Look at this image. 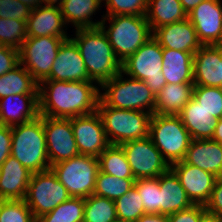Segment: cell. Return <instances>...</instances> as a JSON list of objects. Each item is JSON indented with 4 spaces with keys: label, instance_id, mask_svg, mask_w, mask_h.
I'll list each match as a JSON object with an SVG mask.
<instances>
[{
    "label": "cell",
    "instance_id": "cell-37",
    "mask_svg": "<svg viewBox=\"0 0 222 222\" xmlns=\"http://www.w3.org/2000/svg\"><path fill=\"white\" fill-rule=\"evenodd\" d=\"M193 99L215 119L222 117V89L220 87L194 86Z\"/></svg>",
    "mask_w": 222,
    "mask_h": 222
},
{
    "label": "cell",
    "instance_id": "cell-47",
    "mask_svg": "<svg viewBox=\"0 0 222 222\" xmlns=\"http://www.w3.org/2000/svg\"><path fill=\"white\" fill-rule=\"evenodd\" d=\"M182 8L189 14L196 6L204 0H179Z\"/></svg>",
    "mask_w": 222,
    "mask_h": 222
},
{
    "label": "cell",
    "instance_id": "cell-28",
    "mask_svg": "<svg viewBox=\"0 0 222 222\" xmlns=\"http://www.w3.org/2000/svg\"><path fill=\"white\" fill-rule=\"evenodd\" d=\"M145 17L153 31L164 25L186 20L188 14L179 0H148Z\"/></svg>",
    "mask_w": 222,
    "mask_h": 222
},
{
    "label": "cell",
    "instance_id": "cell-29",
    "mask_svg": "<svg viewBox=\"0 0 222 222\" xmlns=\"http://www.w3.org/2000/svg\"><path fill=\"white\" fill-rule=\"evenodd\" d=\"M103 0H64L60 11L65 24L72 22L76 29L99 27L102 21L92 22L90 16Z\"/></svg>",
    "mask_w": 222,
    "mask_h": 222
},
{
    "label": "cell",
    "instance_id": "cell-34",
    "mask_svg": "<svg viewBox=\"0 0 222 222\" xmlns=\"http://www.w3.org/2000/svg\"><path fill=\"white\" fill-rule=\"evenodd\" d=\"M134 184L135 179H122L99 171L93 194L115 201L132 189Z\"/></svg>",
    "mask_w": 222,
    "mask_h": 222
},
{
    "label": "cell",
    "instance_id": "cell-38",
    "mask_svg": "<svg viewBox=\"0 0 222 222\" xmlns=\"http://www.w3.org/2000/svg\"><path fill=\"white\" fill-rule=\"evenodd\" d=\"M26 37V21L0 18V41L4 46L19 50Z\"/></svg>",
    "mask_w": 222,
    "mask_h": 222
},
{
    "label": "cell",
    "instance_id": "cell-49",
    "mask_svg": "<svg viewBox=\"0 0 222 222\" xmlns=\"http://www.w3.org/2000/svg\"><path fill=\"white\" fill-rule=\"evenodd\" d=\"M21 3L25 4L31 10L36 9L37 7L41 6L42 0H18Z\"/></svg>",
    "mask_w": 222,
    "mask_h": 222
},
{
    "label": "cell",
    "instance_id": "cell-27",
    "mask_svg": "<svg viewBox=\"0 0 222 222\" xmlns=\"http://www.w3.org/2000/svg\"><path fill=\"white\" fill-rule=\"evenodd\" d=\"M194 83L166 84L156 95L155 113L178 115L193 98Z\"/></svg>",
    "mask_w": 222,
    "mask_h": 222
},
{
    "label": "cell",
    "instance_id": "cell-39",
    "mask_svg": "<svg viewBox=\"0 0 222 222\" xmlns=\"http://www.w3.org/2000/svg\"><path fill=\"white\" fill-rule=\"evenodd\" d=\"M0 222H36L25 200H0Z\"/></svg>",
    "mask_w": 222,
    "mask_h": 222
},
{
    "label": "cell",
    "instance_id": "cell-10",
    "mask_svg": "<svg viewBox=\"0 0 222 222\" xmlns=\"http://www.w3.org/2000/svg\"><path fill=\"white\" fill-rule=\"evenodd\" d=\"M71 196L52 169L33 173L27 188L25 202L35 219L51 212Z\"/></svg>",
    "mask_w": 222,
    "mask_h": 222
},
{
    "label": "cell",
    "instance_id": "cell-1",
    "mask_svg": "<svg viewBox=\"0 0 222 222\" xmlns=\"http://www.w3.org/2000/svg\"><path fill=\"white\" fill-rule=\"evenodd\" d=\"M93 82L42 81L38 89L40 115L70 119L96 112L100 91L97 86L92 84Z\"/></svg>",
    "mask_w": 222,
    "mask_h": 222
},
{
    "label": "cell",
    "instance_id": "cell-36",
    "mask_svg": "<svg viewBox=\"0 0 222 222\" xmlns=\"http://www.w3.org/2000/svg\"><path fill=\"white\" fill-rule=\"evenodd\" d=\"M134 187L142 197L145 214H160L159 176L136 179Z\"/></svg>",
    "mask_w": 222,
    "mask_h": 222
},
{
    "label": "cell",
    "instance_id": "cell-54",
    "mask_svg": "<svg viewBox=\"0 0 222 222\" xmlns=\"http://www.w3.org/2000/svg\"><path fill=\"white\" fill-rule=\"evenodd\" d=\"M3 47H4V45L0 41V49H2Z\"/></svg>",
    "mask_w": 222,
    "mask_h": 222
},
{
    "label": "cell",
    "instance_id": "cell-42",
    "mask_svg": "<svg viewBox=\"0 0 222 222\" xmlns=\"http://www.w3.org/2000/svg\"><path fill=\"white\" fill-rule=\"evenodd\" d=\"M205 213L206 210L203 205L193 204L189 208L168 215L167 222H199Z\"/></svg>",
    "mask_w": 222,
    "mask_h": 222
},
{
    "label": "cell",
    "instance_id": "cell-20",
    "mask_svg": "<svg viewBox=\"0 0 222 222\" xmlns=\"http://www.w3.org/2000/svg\"><path fill=\"white\" fill-rule=\"evenodd\" d=\"M1 99L0 125L13 127L40 116L39 94H16Z\"/></svg>",
    "mask_w": 222,
    "mask_h": 222
},
{
    "label": "cell",
    "instance_id": "cell-14",
    "mask_svg": "<svg viewBox=\"0 0 222 222\" xmlns=\"http://www.w3.org/2000/svg\"><path fill=\"white\" fill-rule=\"evenodd\" d=\"M71 126L78 151L82 155L98 157L110 145L97 111L71 118Z\"/></svg>",
    "mask_w": 222,
    "mask_h": 222
},
{
    "label": "cell",
    "instance_id": "cell-3",
    "mask_svg": "<svg viewBox=\"0 0 222 222\" xmlns=\"http://www.w3.org/2000/svg\"><path fill=\"white\" fill-rule=\"evenodd\" d=\"M11 156L29 172L37 173L51 169L48 159L43 116L11 127Z\"/></svg>",
    "mask_w": 222,
    "mask_h": 222
},
{
    "label": "cell",
    "instance_id": "cell-41",
    "mask_svg": "<svg viewBox=\"0 0 222 222\" xmlns=\"http://www.w3.org/2000/svg\"><path fill=\"white\" fill-rule=\"evenodd\" d=\"M31 9L18 0H0V18L27 21Z\"/></svg>",
    "mask_w": 222,
    "mask_h": 222
},
{
    "label": "cell",
    "instance_id": "cell-51",
    "mask_svg": "<svg viewBox=\"0 0 222 222\" xmlns=\"http://www.w3.org/2000/svg\"><path fill=\"white\" fill-rule=\"evenodd\" d=\"M59 1V2H58ZM64 0H42V3H45L46 6L58 7L60 8ZM58 2V6L55 3Z\"/></svg>",
    "mask_w": 222,
    "mask_h": 222
},
{
    "label": "cell",
    "instance_id": "cell-21",
    "mask_svg": "<svg viewBox=\"0 0 222 222\" xmlns=\"http://www.w3.org/2000/svg\"><path fill=\"white\" fill-rule=\"evenodd\" d=\"M32 173L9 156L0 166V200H23Z\"/></svg>",
    "mask_w": 222,
    "mask_h": 222
},
{
    "label": "cell",
    "instance_id": "cell-4",
    "mask_svg": "<svg viewBox=\"0 0 222 222\" xmlns=\"http://www.w3.org/2000/svg\"><path fill=\"white\" fill-rule=\"evenodd\" d=\"M100 27L104 30L116 58L122 63L153 37V31L145 15L104 16ZM106 18V19H105ZM110 28L105 30V20ZM119 55V56H118Z\"/></svg>",
    "mask_w": 222,
    "mask_h": 222
},
{
    "label": "cell",
    "instance_id": "cell-13",
    "mask_svg": "<svg viewBox=\"0 0 222 222\" xmlns=\"http://www.w3.org/2000/svg\"><path fill=\"white\" fill-rule=\"evenodd\" d=\"M43 127L50 166L79 155L71 126V118L43 116Z\"/></svg>",
    "mask_w": 222,
    "mask_h": 222
},
{
    "label": "cell",
    "instance_id": "cell-53",
    "mask_svg": "<svg viewBox=\"0 0 222 222\" xmlns=\"http://www.w3.org/2000/svg\"><path fill=\"white\" fill-rule=\"evenodd\" d=\"M221 63H222V45H221ZM220 88L222 89V85Z\"/></svg>",
    "mask_w": 222,
    "mask_h": 222
},
{
    "label": "cell",
    "instance_id": "cell-2",
    "mask_svg": "<svg viewBox=\"0 0 222 222\" xmlns=\"http://www.w3.org/2000/svg\"><path fill=\"white\" fill-rule=\"evenodd\" d=\"M71 39L79 48L91 81L100 86L121 72V62L100 26L77 29L76 37Z\"/></svg>",
    "mask_w": 222,
    "mask_h": 222
},
{
    "label": "cell",
    "instance_id": "cell-26",
    "mask_svg": "<svg viewBox=\"0 0 222 222\" xmlns=\"http://www.w3.org/2000/svg\"><path fill=\"white\" fill-rule=\"evenodd\" d=\"M191 139H212L217 119L192 98L178 114Z\"/></svg>",
    "mask_w": 222,
    "mask_h": 222
},
{
    "label": "cell",
    "instance_id": "cell-33",
    "mask_svg": "<svg viewBox=\"0 0 222 222\" xmlns=\"http://www.w3.org/2000/svg\"><path fill=\"white\" fill-rule=\"evenodd\" d=\"M117 219L114 200L94 194L85 198V222H114Z\"/></svg>",
    "mask_w": 222,
    "mask_h": 222
},
{
    "label": "cell",
    "instance_id": "cell-11",
    "mask_svg": "<svg viewBox=\"0 0 222 222\" xmlns=\"http://www.w3.org/2000/svg\"><path fill=\"white\" fill-rule=\"evenodd\" d=\"M68 37H26L19 49L20 64L40 84L51 73L60 45Z\"/></svg>",
    "mask_w": 222,
    "mask_h": 222
},
{
    "label": "cell",
    "instance_id": "cell-45",
    "mask_svg": "<svg viewBox=\"0 0 222 222\" xmlns=\"http://www.w3.org/2000/svg\"><path fill=\"white\" fill-rule=\"evenodd\" d=\"M11 127L0 125V166L11 155Z\"/></svg>",
    "mask_w": 222,
    "mask_h": 222
},
{
    "label": "cell",
    "instance_id": "cell-8",
    "mask_svg": "<svg viewBox=\"0 0 222 222\" xmlns=\"http://www.w3.org/2000/svg\"><path fill=\"white\" fill-rule=\"evenodd\" d=\"M163 48L151 37L133 55L121 63V72L144 81L156 95L167 84L163 76Z\"/></svg>",
    "mask_w": 222,
    "mask_h": 222
},
{
    "label": "cell",
    "instance_id": "cell-7",
    "mask_svg": "<svg viewBox=\"0 0 222 222\" xmlns=\"http://www.w3.org/2000/svg\"><path fill=\"white\" fill-rule=\"evenodd\" d=\"M101 87L105 88V92L100 93V100L108 107L143 112L146 107L149 113H155L156 97L142 80L134 78L123 80L122 72H120L104 82Z\"/></svg>",
    "mask_w": 222,
    "mask_h": 222
},
{
    "label": "cell",
    "instance_id": "cell-35",
    "mask_svg": "<svg viewBox=\"0 0 222 222\" xmlns=\"http://www.w3.org/2000/svg\"><path fill=\"white\" fill-rule=\"evenodd\" d=\"M116 214L119 220L135 222L145 214L142 197L135 187L115 200Z\"/></svg>",
    "mask_w": 222,
    "mask_h": 222
},
{
    "label": "cell",
    "instance_id": "cell-23",
    "mask_svg": "<svg viewBox=\"0 0 222 222\" xmlns=\"http://www.w3.org/2000/svg\"><path fill=\"white\" fill-rule=\"evenodd\" d=\"M64 24L60 8L46 5L39 6L31 10L26 21L27 37H67L62 29Z\"/></svg>",
    "mask_w": 222,
    "mask_h": 222
},
{
    "label": "cell",
    "instance_id": "cell-32",
    "mask_svg": "<svg viewBox=\"0 0 222 222\" xmlns=\"http://www.w3.org/2000/svg\"><path fill=\"white\" fill-rule=\"evenodd\" d=\"M85 199L70 197L51 212L36 219V222H79L84 220Z\"/></svg>",
    "mask_w": 222,
    "mask_h": 222
},
{
    "label": "cell",
    "instance_id": "cell-48",
    "mask_svg": "<svg viewBox=\"0 0 222 222\" xmlns=\"http://www.w3.org/2000/svg\"><path fill=\"white\" fill-rule=\"evenodd\" d=\"M212 140L222 144V117L217 120Z\"/></svg>",
    "mask_w": 222,
    "mask_h": 222
},
{
    "label": "cell",
    "instance_id": "cell-22",
    "mask_svg": "<svg viewBox=\"0 0 222 222\" xmlns=\"http://www.w3.org/2000/svg\"><path fill=\"white\" fill-rule=\"evenodd\" d=\"M183 161L222 177V144L212 139H192Z\"/></svg>",
    "mask_w": 222,
    "mask_h": 222
},
{
    "label": "cell",
    "instance_id": "cell-46",
    "mask_svg": "<svg viewBox=\"0 0 222 222\" xmlns=\"http://www.w3.org/2000/svg\"><path fill=\"white\" fill-rule=\"evenodd\" d=\"M135 222H167V216L160 214H144Z\"/></svg>",
    "mask_w": 222,
    "mask_h": 222
},
{
    "label": "cell",
    "instance_id": "cell-5",
    "mask_svg": "<svg viewBox=\"0 0 222 222\" xmlns=\"http://www.w3.org/2000/svg\"><path fill=\"white\" fill-rule=\"evenodd\" d=\"M97 112L102 118L109 144L121 145L149 136L152 114L148 111L112 108L99 100ZM109 135L112 138H109Z\"/></svg>",
    "mask_w": 222,
    "mask_h": 222
},
{
    "label": "cell",
    "instance_id": "cell-6",
    "mask_svg": "<svg viewBox=\"0 0 222 222\" xmlns=\"http://www.w3.org/2000/svg\"><path fill=\"white\" fill-rule=\"evenodd\" d=\"M148 137L169 165L184 159L192 140L179 115L171 114H152Z\"/></svg>",
    "mask_w": 222,
    "mask_h": 222
},
{
    "label": "cell",
    "instance_id": "cell-17",
    "mask_svg": "<svg viewBox=\"0 0 222 222\" xmlns=\"http://www.w3.org/2000/svg\"><path fill=\"white\" fill-rule=\"evenodd\" d=\"M46 80L91 81L79 48L71 38L60 45L50 76Z\"/></svg>",
    "mask_w": 222,
    "mask_h": 222
},
{
    "label": "cell",
    "instance_id": "cell-24",
    "mask_svg": "<svg viewBox=\"0 0 222 222\" xmlns=\"http://www.w3.org/2000/svg\"><path fill=\"white\" fill-rule=\"evenodd\" d=\"M160 215H171L193 205L178 176L169 168L159 176Z\"/></svg>",
    "mask_w": 222,
    "mask_h": 222
},
{
    "label": "cell",
    "instance_id": "cell-12",
    "mask_svg": "<svg viewBox=\"0 0 222 222\" xmlns=\"http://www.w3.org/2000/svg\"><path fill=\"white\" fill-rule=\"evenodd\" d=\"M120 146L135 180L158 177L170 168L149 137L127 141Z\"/></svg>",
    "mask_w": 222,
    "mask_h": 222
},
{
    "label": "cell",
    "instance_id": "cell-44",
    "mask_svg": "<svg viewBox=\"0 0 222 222\" xmlns=\"http://www.w3.org/2000/svg\"><path fill=\"white\" fill-rule=\"evenodd\" d=\"M19 63L18 49L9 46H4L0 49V76L11 71Z\"/></svg>",
    "mask_w": 222,
    "mask_h": 222
},
{
    "label": "cell",
    "instance_id": "cell-18",
    "mask_svg": "<svg viewBox=\"0 0 222 222\" xmlns=\"http://www.w3.org/2000/svg\"><path fill=\"white\" fill-rule=\"evenodd\" d=\"M153 38L162 48L190 52L193 55L202 46L195 27L188 18L154 29Z\"/></svg>",
    "mask_w": 222,
    "mask_h": 222
},
{
    "label": "cell",
    "instance_id": "cell-31",
    "mask_svg": "<svg viewBox=\"0 0 222 222\" xmlns=\"http://www.w3.org/2000/svg\"><path fill=\"white\" fill-rule=\"evenodd\" d=\"M97 158L101 172L122 179H134L126 155L120 145L110 144Z\"/></svg>",
    "mask_w": 222,
    "mask_h": 222
},
{
    "label": "cell",
    "instance_id": "cell-16",
    "mask_svg": "<svg viewBox=\"0 0 222 222\" xmlns=\"http://www.w3.org/2000/svg\"><path fill=\"white\" fill-rule=\"evenodd\" d=\"M193 204L205 205L209 200L217 176L185 163L183 160L170 165Z\"/></svg>",
    "mask_w": 222,
    "mask_h": 222
},
{
    "label": "cell",
    "instance_id": "cell-30",
    "mask_svg": "<svg viewBox=\"0 0 222 222\" xmlns=\"http://www.w3.org/2000/svg\"><path fill=\"white\" fill-rule=\"evenodd\" d=\"M19 63L11 71L0 76V99L16 94H39V84Z\"/></svg>",
    "mask_w": 222,
    "mask_h": 222
},
{
    "label": "cell",
    "instance_id": "cell-43",
    "mask_svg": "<svg viewBox=\"0 0 222 222\" xmlns=\"http://www.w3.org/2000/svg\"><path fill=\"white\" fill-rule=\"evenodd\" d=\"M204 207L207 213L222 219V177L217 178L210 198Z\"/></svg>",
    "mask_w": 222,
    "mask_h": 222
},
{
    "label": "cell",
    "instance_id": "cell-40",
    "mask_svg": "<svg viewBox=\"0 0 222 222\" xmlns=\"http://www.w3.org/2000/svg\"><path fill=\"white\" fill-rule=\"evenodd\" d=\"M106 1V16L115 15H145L148 0H104Z\"/></svg>",
    "mask_w": 222,
    "mask_h": 222
},
{
    "label": "cell",
    "instance_id": "cell-15",
    "mask_svg": "<svg viewBox=\"0 0 222 222\" xmlns=\"http://www.w3.org/2000/svg\"><path fill=\"white\" fill-rule=\"evenodd\" d=\"M221 5L220 0H204L188 14L202 45H222Z\"/></svg>",
    "mask_w": 222,
    "mask_h": 222
},
{
    "label": "cell",
    "instance_id": "cell-50",
    "mask_svg": "<svg viewBox=\"0 0 222 222\" xmlns=\"http://www.w3.org/2000/svg\"><path fill=\"white\" fill-rule=\"evenodd\" d=\"M199 222H222V219L218 218L215 215L205 213L199 220Z\"/></svg>",
    "mask_w": 222,
    "mask_h": 222
},
{
    "label": "cell",
    "instance_id": "cell-9",
    "mask_svg": "<svg viewBox=\"0 0 222 222\" xmlns=\"http://www.w3.org/2000/svg\"><path fill=\"white\" fill-rule=\"evenodd\" d=\"M71 197L88 198L93 194L98 175L97 157L79 154L51 166Z\"/></svg>",
    "mask_w": 222,
    "mask_h": 222
},
{
    "label": "cell",
    "instance_id": "cell-25",
    "mask_svg": "<svg viewBox=\"0 0 222 222\" xmlns=\"http://www.w3.org/2000/svg\"><path fill=\"white\" fill-rule=\"evenodd\" d=\"M162 56V73L167 84L194 83L192 53L163 48Z\"/></svg>",
    "mask_w": 222,
    "mask_h": 222
},
{
    "label": "cell",
    "instance_id": "cell-19",
    "mask_svg": "<svg viewBox=\"0 0 222 222\" xmlns=\"http://www.w3.org/2000/svg\"><path fill=\"white\" fill-rule=\"evenodd\" d=\"M194 86L221 87V45H202L193 58Z\"/></svg>",
    "mask_w": 222,
    "mask_h": 222
},
{
    "label": "cell",
    "instance_id": "cell-52",
    "mask_svg": "<svg viewBox=\"0 0 222 222\" xmlns=\"http://www.w3.org/2000/svg\"><path fill=\"white\" fill-rule=\"evenodd\" d=\"M114 222H127V221L117 219Z\"/></svg>",
    "mask_w": 222,
    "mask_h": 222
}]
</instances>
